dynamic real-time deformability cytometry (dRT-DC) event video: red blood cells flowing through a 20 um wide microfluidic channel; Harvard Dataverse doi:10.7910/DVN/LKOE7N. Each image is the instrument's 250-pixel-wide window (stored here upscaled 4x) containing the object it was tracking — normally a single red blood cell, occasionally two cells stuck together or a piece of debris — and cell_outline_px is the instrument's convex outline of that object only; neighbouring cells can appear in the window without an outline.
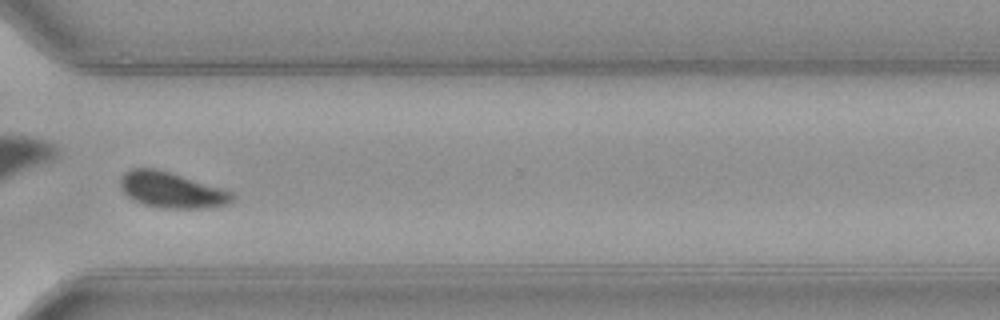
{"species": "common noctule bat (a hibernating species)", "species_latin": "Nyctalus noctula", "temperature_condition": "warm", "stored_images_in_passage": 51, "camera_frame_rate_fps": 3000, "um_per_image_px": 0.085, "animal": {"sex": "female", "body_mass_g": 21.9}, "frame": {"image": 1, "passage_image": 37, "time_ms": 12.0, "image_size_px": [1000, 320], "cell_outline_px": [[236, 196], [228, 204], [204, 208], [160, 208], [144, 204], [132, 200], [120, 188], [120, 176], [124, 172], [132, 168], [156, 168], [232, 192]], "centroid_in_image_um": [14.53, 16.15], "position_along_channel_um": 356.1, "area_um2": 23.12}}